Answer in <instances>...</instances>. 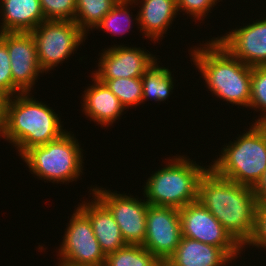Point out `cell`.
<instances>
[{
  "label": "cell",
  "instance_id": "1",
  "mask_svg": "<svg viewBox=\"0 0 266 266\" xmlns=\"http://www.w3.org/2000/svg\"><path fill=\"white\" fill-rule=\"evenodd\" d=\"M197 201L242 247L248 242L258 207L252 187L223 178L209 168L200 179Z\"/></svg>",
  "mask_w": 266,
  "mask_h": 266
},
{
  "label": "cell",
  "instance_id": "2",
  "mask_svg": "<svg viewBox=\"0 0 266 266\" xmlns=\"http://www.w3.org/2000/svg\"><path fill=\"white\" fill-rule=\"evenodd\" d=\"M201 45L191 47L189 55L201 72L205 87L216 98L249 108L252 67L236 59L214 37Z\"/></svg>",
  "mask_w": 266,
  "mask_h": 266
},
{
  "label": "cell",
  "instance_id": "3",
  "mask_svg": "<svg viewBox=\"0 0 266 266\" xmlns=\"http://www.w3.org/2000/svg\"><path fill=\"white\" fill-rule=\"evenodd\" d=\"M30 95V92L16 94L8 99L7 105L5 140L16 147L20 157L28 149L45 145L67 132L60 116Z\"/></svg>",
  "mask_w": 266,
  "mask_h": 266
},
{
  "label": "cell",
  "instance_id": "4",
  "mask_svg": "<svg viewBox=\"0 0 266 266\" xmlns=\"http://www.w3.org/2000/svg\"><path fill=\"white\" fill-rule=\"evenodd\" d=\"M173 157L152 172L143 185L142 194L148 204L181 209L197 201L200 179L210 165L201 166L185 155Z\"/></svg>",
  "mask_w": 266,
  "mask_h": 266
},
{
  "label": "cell",
  "instance_id": "5",
  "mask_svg": "<svg viewBox=\"0 0 266 266\" xmlns=\"http://www.w3.org/2000/svg\"><path fill=\"white\" fill-rule=\"evenodd\" d=\"M224 144L210 168L219 176L254 188L266 170V124L253 123Z\"/></svg>",
  "mask_w": 266,
  "mask_h": 266
},
{
  "label": "cell",
  "instance_id": "6",
  "mask_svg": "<svg viewBox=\"0 0 266 266\" xmlns=\"http://www.w3.org/2000/svg\"><path fill=\"white\" fill-rule=\"evenodd\" d=\"M80 146L74 134L67 131L56 140L28 149L21 159L40 180L70 183L83 174L84 155Z\"/></svg>",
  "mask_w": 266,
  "mask_h": 266
},
{
  "label": "cell",
  "instance_id": "7",
  "mask_svg": "<svg viewBox=\"0 0 266 266\" xmlns=\"http://www.w3.org/2000/svg\"><path fill=\"white\" fill-rule=\"evenodd\" d=\"M36 44L39 66L44 73L67 60L86 40L74 21L45 20L30 32Z\"/></svg>",
  "mask_w": 266,
  "mask_h": 266
},
{
  "label": "cell",
  "instance_id": "8",
  "mask_svg": "<svg viewBox=\"0 0 266 266\" xmlns=\"http://www.w3.org/2000/svg\"><path fill=\"white\" fill-rule=\"evenodd\" d=\"M65 228L59 245L58 266H97L105 264V254L94 235L88 217L77 207Z\"/></svg>",
  "mask_w": 266,
  "mask_h": 266
},
{
  "label": "cell",
  "instance_id": "9",
  "mask_svg": "<svg viewBox=\"0 0 266 266\" xmlns=\"http://www.w3.org/2000/svg\"><path fill=\"white\" fill-rule=\"evenodd\" d=\"M182 237L220 247L232 260L241 256L243 247L218 219L198 201L179 209Z\"/></svg>",
  "mask_w": 266,
  "mask_h": 266
},
{
  "label": "cell",
  "instance_id": "10",
  "mask_svg": "<svg viewBox=\"0 0 266 266\" xmlns=\"http://www.w3.org/2000/svg\"><path fill=\"white\" fill-rule=\"evenodd\" d=\"M90 190V194L95 195L109 209L126 244L143 245L149 206L145 198L142 200L129 193L118 194L117 191L112 192L102 187L93 186Z\"/></svg>",
  "mask_w": 266,
  "mask_h": 266
},
{
  "label": "cell",
  "instance_id": "11",
  "mask_svg": "<svg viewBox=\"0 0 266 266\" xmlns=\"http://www.w3.org/2000/svg\"><path fill=\"white\" fill-rule=\"evenodd\" d=\"M182 238L179 209L150 205L147 208L144 248L161 263L174 254Z\"/></svg>",
  "mask_w": 266,
  "mask_h": 266
},
{
  "label": "cell",
  "instance_id": "12",
  "mask_svg": "<svg viewBox=\"0 0 266 266\" xmlns=\"http://www.w3.org/2000/svg\"><path fill=\"white\" fill-rule=\"evenodd\" d=\"M0 39L7 46L13 84L22 93L31 92L38 76L44 73L33 36L30 32H2Z\"/></svg>",
  "mask_w": 266,
  "mask_h": 266
},
{
  "label": "cell",
  "instance_id": "13",
  "mask_svg": "<svg viewBox=\"0 0 266 266\" xmlns=\"http://www.w3.org/2000/svg\"><path fill=\"white\" fill-rule=\"evenodd\" d=\"M98 69L92 72L96 79L141 78L157 57L148 50L128 47L125 44L104 48Z\"/></svg>",
  "mask_w": 266,
  "mask_h": 266
},
{
  "label": "cell",
  "instance_id": "14",
  "mask_svg": "<svg viewBox=\"0 0 266 266\" xmlns=\"http://www.w3.org/2000/svg\"><path fill=\"white\" fill-rule=\"evenodd\" d=\"M234 28L215 39L236 59L251 67L266 66V17Z\"/></svg>",
  "mask_w": 266,
  "mask_h": 266
},
{
  "label": "cell",
  "instance_id": "15",
  "mask_svg": "<svg viewBox=\"0 0 266 266\" xmlns=\"http://www.w3.org/2000/svg\"><path fill=\"white\" fill-rule=\"evenodd\" d=\"M87 203L83 201L78 208L88 217L94 235L102 252L106 255L125 247L120 228L109 209L95 196Z\"/></svg>",
  "mask_w": 266,
  "mask_h": 266
},
{
  "label": "cell",
  "instance_id": "16",
  "mask_svg": "<svg viewBox=\"0 0 266 266\" xmlns=\"http://www.w3.org/2000/svg\"><path fill=\"white\" fill-rule=\"evenodd\" d=\"M90 85L84 90L82 112L90 121L101 124V127H109L119 119L126 108L110 89L95 77Z\"/></svg>",
  "mask_w": 266,
  "mask_h": 266
},
{
  "label": "cell",
  "instance_id": "17",
  "mask_svg": "<svg viewBox=\"0 0 266 266\" xmlns=\"http://www.w3.org/2000/svg\"><path fill=\"white\" fill-rule=\"evenodd\" d=\"M140 5L138 12V29L150 41L163 39L169 26L178 15L177 0H133ZM140 3V4H139Z\"/></svg>",
  "mask_w": 266,
  "mask_h": 266
},
{
  "label": "cell",
  "instance_id": "18",
  "mask_svg": "<svg viewBox=\"0 0 266 266\" xmlns=\"http://www.w3.org/2000/svg\"><path fill=\"white\" fill-rule=\"evenodd\" d=\"M232 259L220 248L182 237L168 266H228Z\"/></svg>",
  "mask_w": 266,
  "mask_h": 266
},
{
  "label": "cell",
  "instance_id": "19",
  "mask_svg": "<svg viewBox=\"0 0 266 266\" xmlns=\"http://www.w3.org/2000/svg\"><path fill=\"white\" fill-rule=\"evenodd\" d=\"M2 32H31L45 21L40 0H0Z\"/></svg>",
  "mask_w": 266,
  "mask_h": 266
},
{
  "label": "cell",
  "instance_id": "20",
  "mask_svg": "<svg viewBox=\"0 0 266 266\" xmlns=\"http://www.w3.org/2000/svg\"><path fill=\"white\" fill-rule=\"evenodd\" d=\"M155 61L141 77L142 81V103L148 99L157 102L166 101L173 93L174 77L172 71L158 65Z\"/></svg>",
  "mask_w": 266,
  "mask_h": 266
},
{
  "label": "cell",
  "instance_id": "21",
  "mask_svg": "<svg viewBox=\"0 0 266 266\" xmlns=\"http://www.w3.org/2000/svg\"><path fill=\"white\" fill-rule=\"evenodd\" d=\"M119 0H76L74 22L87 35ZM90 29V30H89Z\"/></svg>",
  "mask_w": 266,
  "mask_h": 266
},
{
  "label": "cell",
  "instance_id": "22",
  "mask_svg": "<svg viewBox=\"0 0 266 266\" xmlns=\"http://www.w3.org/2000/svg\"><path fill=\"white\" fill-rule=\"evenodd\" d=\"M161 262L142 245L127 244L106 255L105 266H159Z\"/></svg>",
  "mask_w": 266,
  "mask_h": 266
},
{
  "label": "cell",
  "instance_id": "23",
  "mask_svg": "<svg viewBox=\"0 0 266 266\" xmlns=\"http://www.w3.org/2000/svg\"><path fill=\"white\" fill-rule=\"evenodd\" d=\"M134 3L133 0H119L115 6L112 8V10L106 14L101 20V22L96 26L95 29L104 30L106 33H110L113 35H122L124 33H127L126 31H129L132 25V21H135L138 25V13L136 18L133 17L132 14H130V7ZM125 24H124V23ZM124 24V25H122Z\"/></svg>",
  "mask_w": 266,
  "mask_h": 266
},
{
  "label": "cell",
  "instance_id": "24",
  "mask_svg": "<svg viewBox=\"0 0 266 266\" xmlns=\"http://www.w3.org/2000/svg\"><path fill=\"white\" fill-rule=\"evenodd\" d=\"M104 83L127 109L142 103L141 78L97 79Z\"/></svg>",
  "mask_w": 266,
  "mask_h": 266
},
{
  "label": "cell",
  "instance_id": "25",
  "mask_svg": "<svg viewBox=\"0 0 266 266\" xmlns=\"http://www.w3.org/2000/svg\"><path fill=\"white\" fill-rule=\"evenodd\" d=\"M251 98L249 108H253L261 116L253 123L266 124V66L252 67Z\"/></svg>",
  "mask_w": 266,
  "mask_h": 266
},
{
  "label": "cell",
  "instance_id": "26",
  "mask_svg": "<svg viewBox=\"0 0 266 266\" xmlns=\"http://www.w3.org/2000/svg\"><path fill=\"white\" fill-rule=\"evenodd\" d=\"M46 20L74 21L76 0H40Z\"/></svg>",
  "mask_w": 266,
  "mask_h": 266
},
{
  "label": "cell",
  "instance_id": "27",
  "mask_svg": "<svg viewBox=\"0 0 266 266\" xmlns=\"http://www.w3.org/2000/svg\"><path fill=\"white\" fill-rule=\"evenodd\" d=\"M10 66L7 46L0 39V93L7 98L22 93L12 82Z\"/></svg>",
  "mask_w": 266,
  "mask_h": 266
},
{
  "label": "cell",
  "instance_id": "28",
  "mask_svg": "<svg viewBox=\"0 0 266 266\" xmlns=\"http://www.w3.org/2000/svg\"><path fill=\"white\" fill-rule=\"evenodd\" d=\"M219 0H177L178 12H185L195 20H202L209 15L211 8L216 6Z\"/></svg>",
  "mask_w": 266,
  "mask_h": 266
},
{
  "label": "cell",
  "instance_id": "29",
  "mask_svg": "<svg viewBox=\"0 0 266 266\" xmlns=\"http://www.w3.org/2000/svg\"><path fill=\"white\" fill-rule=\"evenodd\" d=\"M248 246L266 249V206L257 207L253 234L243 249Z\"/></svg>",
  "mask_w": 266,
  "mask_h": 266
},
{
  "label": "cell",
  "instance_id": "30",
  "mask_svg": "<svg viewBox=\"0 0 266 266\" xmlns=\"http://www.w3.org/2000/svg\"><path fill=\"white\" fill-rule=\"evenodd\" d=\"M253 190L257 198L258 205L266 206V170L264 171L262 178L253 188Z\"/></svg>",
  "mask_w": 266,
  "mask_h": 266
},
{
  "label": "cell",
  "instance_id": "31",
  "mask_svg": "<svg viewBox=\"0 0 266 266\" xmlns=\"http://www.w3.org/2000/svg\"><path fill=\"white\" fill-rule=\"evenodd\" d=\"M7 131V105H0V137L5 139Z\"/></svg>",
  "mask_w": 266,
  "mask_h": 266
},
{
  "label": "cell",
  "instance_id": "32",
  "mask_svg": "<svg viewBox=\"0 0 266 266\" xmlns=\"http://www.w3.org/2000/svg\"><path fill=\"white\" fill-rule=\"evenodd\" d=\"M8 99L7 97H4L1 93H0V105H8Z\"/></svg>",
  "mask_w": 266,
  "mask_h": 266
},
{
  "label": "cell",
  "instance_id": "33",
  "mask_svg": "<svg viewBox=\"0 0 266 266\" xmlns=\"http://www.w3.org/2000/svg\"><path fill=\"white\" fill-rule=\"evenodd\" d=\"M159 266H168L166 263H161Z\"/></svg>",
  "mask_w": 266,
  "mask_h": 266
}]
</instances>
